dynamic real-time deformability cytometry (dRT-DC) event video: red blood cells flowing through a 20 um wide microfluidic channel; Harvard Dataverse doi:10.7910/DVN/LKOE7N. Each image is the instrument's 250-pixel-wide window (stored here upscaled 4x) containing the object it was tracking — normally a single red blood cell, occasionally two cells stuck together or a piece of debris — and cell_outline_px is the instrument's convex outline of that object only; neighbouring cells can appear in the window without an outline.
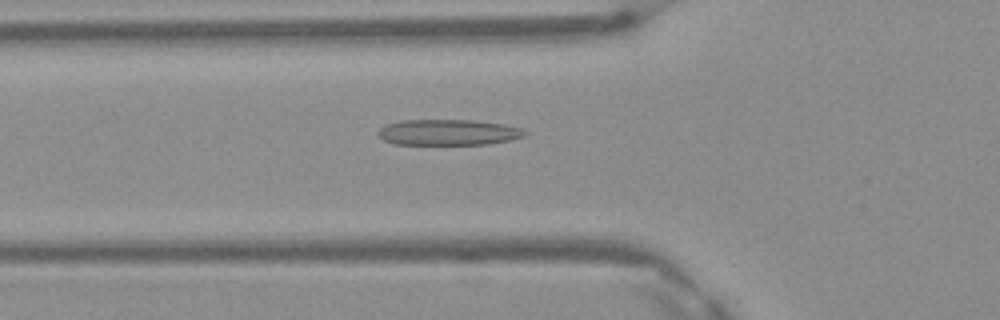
{"species": "Egyptian fruit bat (a non-hibernating species)", "species_latin": "Rousettus aegyptiacus", "temperature_condition": "warm", "stored_images_in_passage": 48, "camera_frame_rate_fps": 3000, "um_per_image_px": 0.085, "frame": {"image": 1, "passage_image": 17, "time_ms": 5.333, "image_size_px": [1000, 320], "cell_outline_px": [[528, 132], [524, 136], [512, 140], [488, 144], [396, 144], [384, 140], [376, 132], [380, 128], [388, 124], [400, 120], [472, 120], [504, 124], [520, 128]], "centroid_in_image_um": [38.12, 11.24], "position_along_channel_um": 87.7, "area_um2": 22.02}}
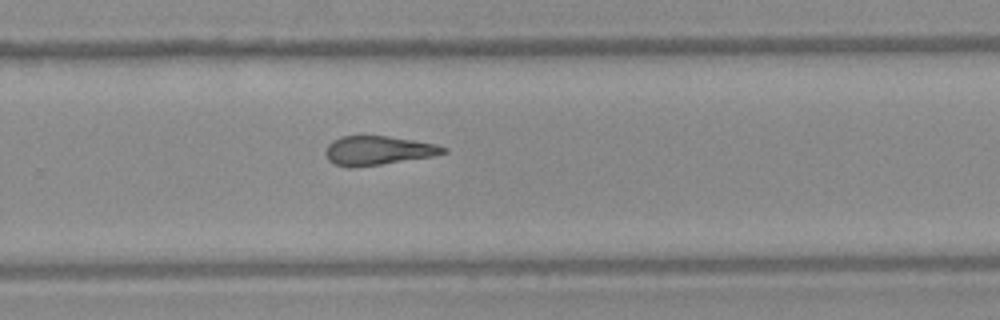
{"frame": {"image": 2, "passage_image": 32, "time_ms": 10.333, "image_size_px": [1000, 320], "cell_outline_px": [[448, 152], [432, 156], [380, 164], [352, 168], [348, 168], [332, 164], [328, 160], [324, 152], [328, 144], [332, 140], [340, 136], [388, 136], [436, 144], [448, 148]], "centroid_in_image_um": [32.08, 12.8], "position_along_channel_um": 297.7, "area_um2": 20.0}}
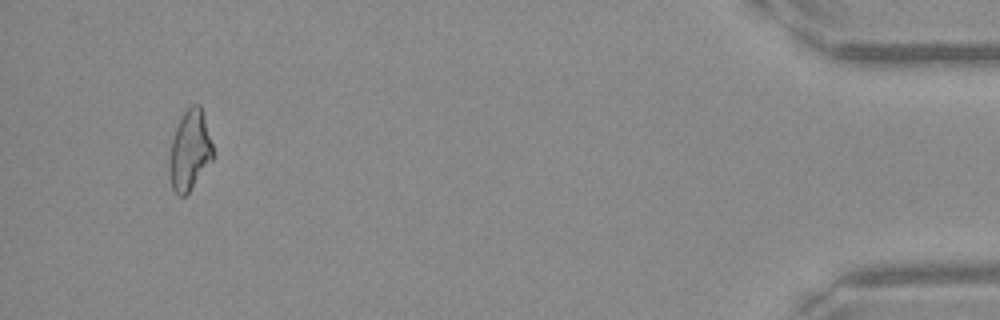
{"frame": {"image": 3, "passage_image": 46, "time_ms": 15.0, "image_size_px": [1000, 320], "cell_outline_px": [[212, 160], [188, 192], [184, 196], [180, 196], [172, 188], [168, 168], [168, 160], [172, 140], [176, 128], [184, 112], [192, 104], [200, 104], [204, 116], [212, 144]], "centroid_in_image_um": [16.11, 12.78], "position_along_channel_um": 419.1, "area_um2": 19.94}, "authors_computed_cell_mechanics": {"area_um2": 20.6924, "velocity_mm_per_s": 4.1842, "shape_relaxation_time_tau1_ms": null, "shape_relaxation_time_tau2_ms": 4.722, "deformation_change_tau1": null, "deformation_change_tau2": 0.1831}}